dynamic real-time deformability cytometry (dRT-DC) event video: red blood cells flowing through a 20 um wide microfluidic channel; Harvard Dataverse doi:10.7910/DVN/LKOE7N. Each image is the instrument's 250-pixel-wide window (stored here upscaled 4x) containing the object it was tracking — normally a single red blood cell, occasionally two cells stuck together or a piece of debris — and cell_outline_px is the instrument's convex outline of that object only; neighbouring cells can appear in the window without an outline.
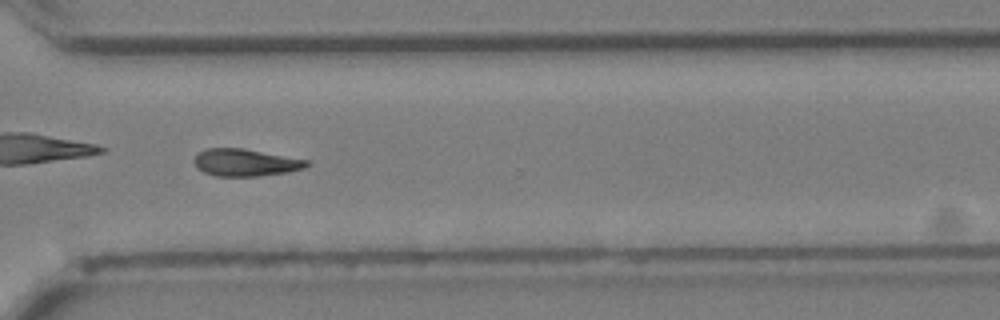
{"species": "Egyptian fruit bat (a non-hibernating species)", "species_latin": "Rousettus aegyptiacus", "temperature_condition": "cold", "stored_images_in_passage": 35, "camera_frame_rate_fps": 3000, "um_per_image_px": 0.085, "animal": {"sex": "female"}, "frame": {"image": 1, "passage_image": 25, "time_ms": 8.0, "image_size_px": [1000, 320], "cell_outline_px": [[312, 164], [304, 168], [288, 172], [256, 176], [216, 176], [204, 172], [196, 168], [192, 160], [200, 152], [208, 148], [244, 148], [308, 160]], "centroid_in_image_um": [20.86, 13.81], "position_along_channel_um": 349.7, "area_um2": 17.92}}
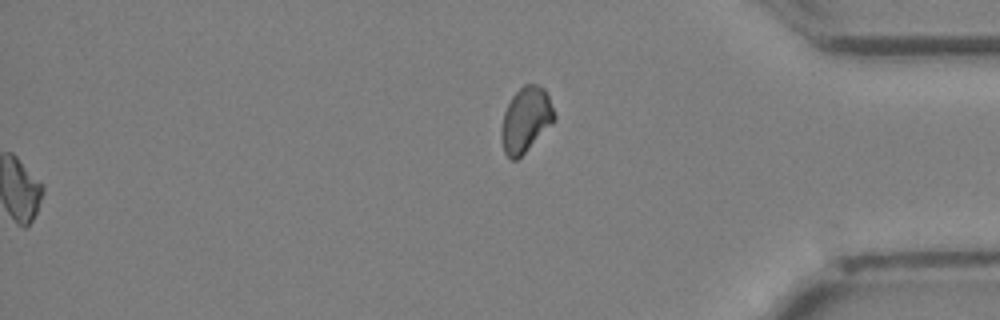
{"frame": {"image": 2, "passage_image": 35, "time_ms": 11.333, "image_size_px": [1000, 320], "cell_outline_px": [[556, 120], [516, 160], [512, 160], [504, 152], [500, 136], [500, 128], [504, 112], [512, 96], [524, 84], [536, 84], [544, 88], [548, 96], [556, 116]], "centroid_in_image_um": [44.68, 10.16], "position_along_channel_um": 390.5, "area_um2": 19.94}}